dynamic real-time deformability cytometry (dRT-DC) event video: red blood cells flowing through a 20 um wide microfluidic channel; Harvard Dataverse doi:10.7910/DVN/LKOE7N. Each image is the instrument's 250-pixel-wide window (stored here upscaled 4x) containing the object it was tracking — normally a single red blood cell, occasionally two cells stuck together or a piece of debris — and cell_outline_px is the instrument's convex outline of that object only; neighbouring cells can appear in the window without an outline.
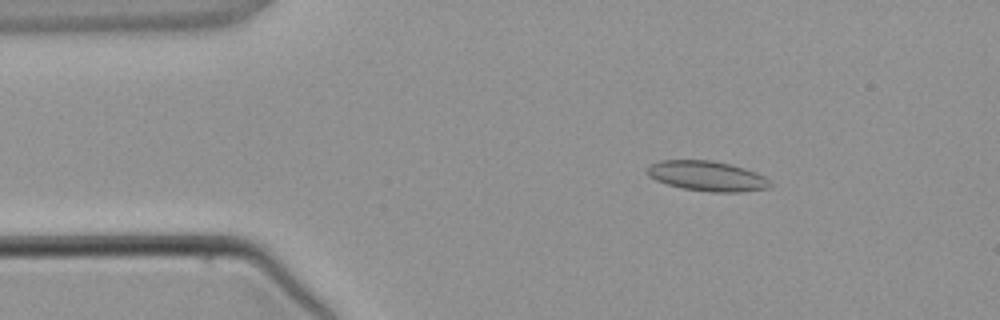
{"species": "common noctule bat (a hibernating species)", "species_latin": "Nyctalus noctula", "temperature_condition": "warm", "stored_images_in_passage": 3, "camera_frame_rate_fps": 3000, "um_per_image_px": 0.085, "animal": {"sex": "male", "body_mass_g": 21.5, "forearm_length_mm": 52.0}, "frame": {"image": 1, "passage_image": 2, "time_ms": 1.0, "image_size_px": [1000, 320], "cell_outline_px": [[772, 184], [768, 188], [740, 192], [712, 192], [684, 188], [668, 184], [656, 180], [648, 176], [648, 164], [660, 160], [712, 160], [732, 164], [756, 172], [764, 176]], "centroid_in_image_um": [60.1, 14.95], "position_along_channel_um": 24.9, "area_um2": 21.5}}